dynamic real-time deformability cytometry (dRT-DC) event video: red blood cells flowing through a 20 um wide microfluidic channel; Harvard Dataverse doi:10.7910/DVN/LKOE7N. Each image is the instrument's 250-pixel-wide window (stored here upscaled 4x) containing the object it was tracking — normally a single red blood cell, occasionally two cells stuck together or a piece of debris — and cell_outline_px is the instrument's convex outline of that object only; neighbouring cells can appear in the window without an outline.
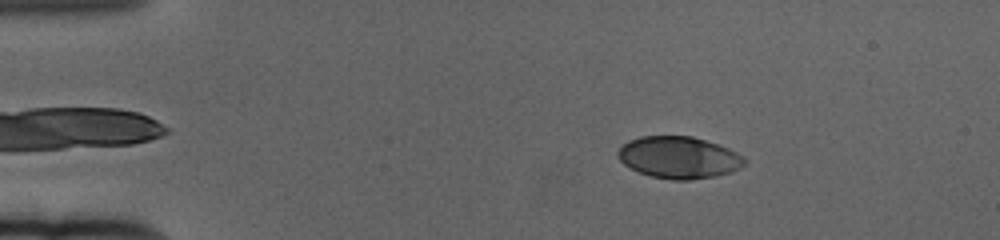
{"species": "human", "species_latin": "Homo sapiens", "temperature_condition": "cold", "stored_images_in_passage": 61, "camera_frame_rate_fps": 3000, "um_per_image_px": 0.085, "donor": {"sex": "female"}, "frame": {"image": 1, "passage_image": 10, "time_ms": 3.0, "image_size_px": [1000, 240], "cell_outline_px": [[744, 164], [740, 168], [732, 172], [716, 176], [688, 180], [672, 180], [652, 176], [640, 172], [624, 164], [620, 160], [616, 152], [628, 140], [640, 136], [692, 136], [728, 148], [736, 152], [744, 160]], "centroid_in_image_um": [57.68, 13.38], "position_along_channel_um": 27.3, "area_um2": 30.63}}
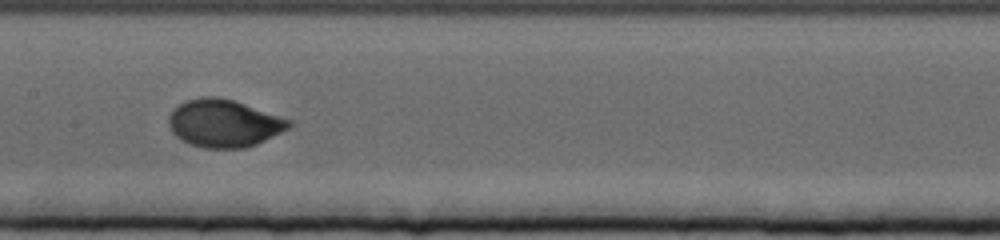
{"frame": {"image": 2, "passage_image": 31, "time_ms": 10.0, "image_size_px": [1000, 240], "cell_outline_px": [[292, 124], [288, 128], [248, 148], [204, 148], [188, 144], [180, 140], [172, 132], [168, 124], [168, 116], [184, 100], [200, 96], [216, 96], [232, 100], [292, 120]], "centroid_in_image_um": [18.99, 10.48], "position_along_channel_um": 188.4, "area_um2": 33.29}}
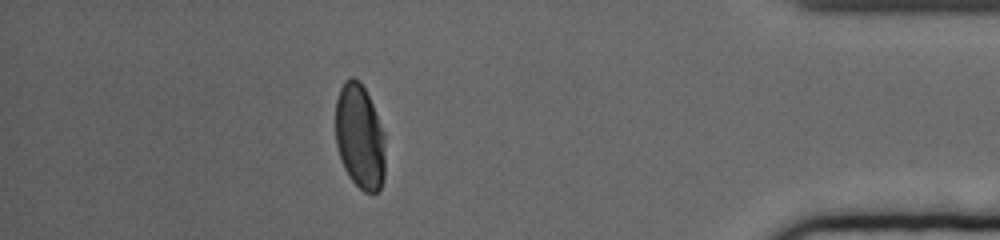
{"frame": {"image": 3, "passage_image": 54, "time_ms": 17.667, "image_size_px": [1000, 240], "cell_outline_px": [[384, 180], [380, 188], [376, 192], [364, 192], [348, 176], [340, 160], [336, 144], [336, 100], [340, 88], [344, 80], [352, 76], [364, 88], [372, 104], [384, 132]], "centroid_in_image_um": [30.57, 11.64], "position_along_channel_um": 404.6, "area_um2": 30.29}, "authors_computed_cell_mechanics": {"area_um2": 32.079, "velocity_mm_per_s": 3.3363, "shape_relaxation_time_tau1_ms": 3.1858, "shape_relaxation_time_tau2_ms": null, "deformation_change_tau1": 0.1614, "deformation_change_tau2": null}}